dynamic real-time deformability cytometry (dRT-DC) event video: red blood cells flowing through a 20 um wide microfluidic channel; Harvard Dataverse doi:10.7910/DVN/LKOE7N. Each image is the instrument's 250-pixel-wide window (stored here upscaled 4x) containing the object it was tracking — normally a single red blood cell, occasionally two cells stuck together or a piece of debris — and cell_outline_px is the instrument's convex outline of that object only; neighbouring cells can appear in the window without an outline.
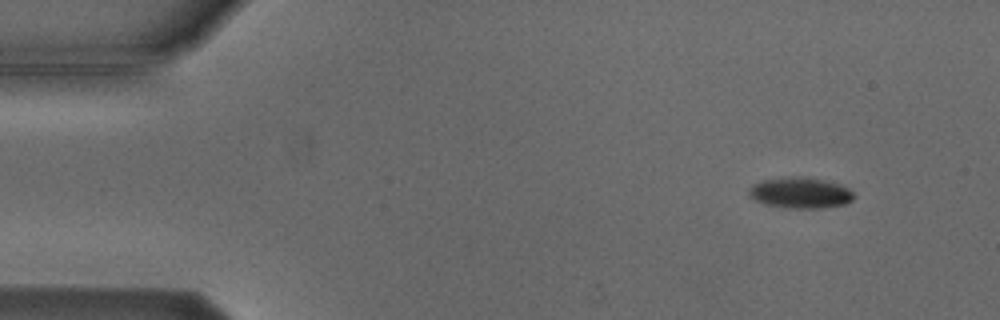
{"species": "Egyptian fruit bat (a non-hibernating species)", "species_latin": "Rousettus aegyptiacus", "temperature_condition": "cold", "stored_images_in_passage": 6, "camera_frame_rate_fps": 3000, "um_per_image_px": 0.085, "animal": {"sex": "male"}, "frame": {"image": 1, "passage_image": 2, "time_ms": 1.333, "image_size_px": [1000, 320], "cell_outline_px": [[856, 196], [852, 200], [844, 204], [820, 208], [788, 208], [764, 204], [748, 196], [748, 188], [752, 184], [764, 180], [824, 180], [840, 184], [848, 188]], "centroid_in_image_um": [68.03, 16.45], "position_along_channel_um": 17.0, "area_um2": 17.98}}
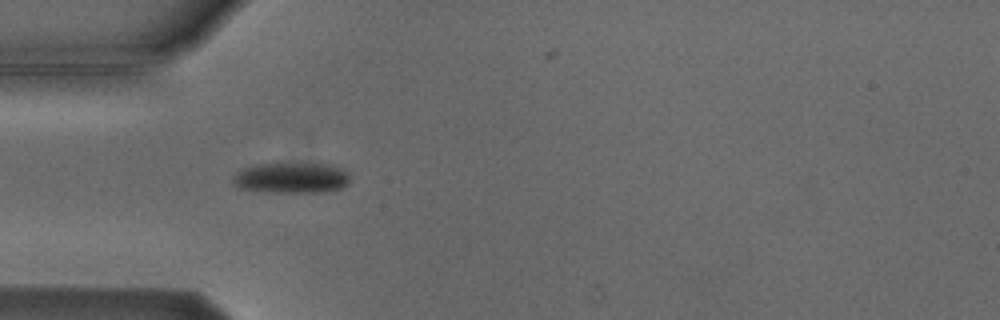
{"frame": {"image": 2, "passage_image": 5, "time_ms": 5.0, "image_size_px": [1000, 320], "cell_outline_px": [[348, 180], [340, 188], [324, 192], [264, 192], [240, 188], [232, 180], [244, 168], [260, 164], [332, 164], [344, 168], [348, 172]], "centroid_in_image_um": [24.82, 15.12], "position_along_channel_um": 60.2, "area_um2": 20.52}}
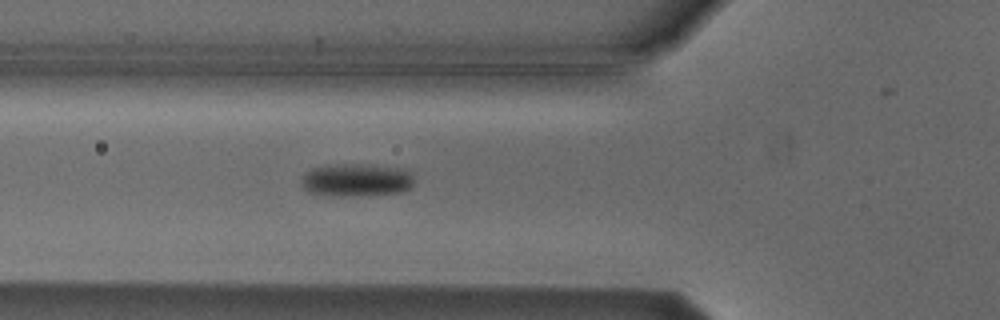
{"frame": {"image": 3, "passage_image": 6, "time_ms": 6.0, "image_size_px": [1000, 320], "cell_outline_px": [[412, 184], [408, 188], [400, 192], [344, 196], [332, 196], [308, 192], [304, 188], [300, 180], [312, 168], [328, 164], [368, 164], [400, 168], [412, 172]], "centroid_in_image_um": [30.26, 15.28], "position_along_channel_um": 95.5, "area_um2": 21.5}}